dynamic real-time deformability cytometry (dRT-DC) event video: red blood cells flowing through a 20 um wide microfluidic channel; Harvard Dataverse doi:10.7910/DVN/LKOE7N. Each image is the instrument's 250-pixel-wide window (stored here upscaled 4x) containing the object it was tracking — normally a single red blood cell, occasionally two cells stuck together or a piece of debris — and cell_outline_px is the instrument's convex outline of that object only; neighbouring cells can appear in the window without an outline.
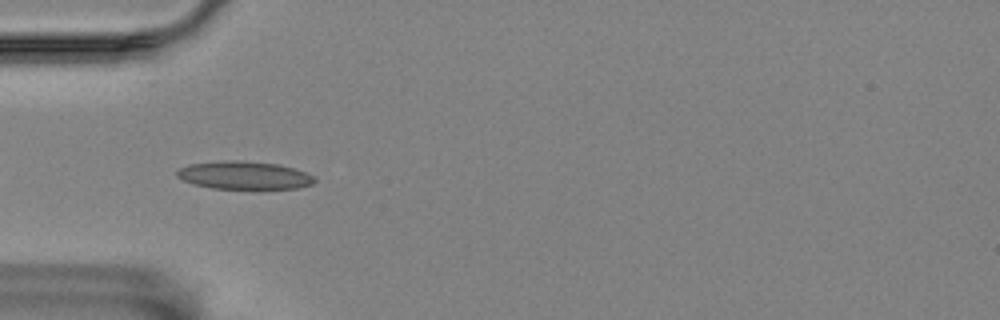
{"species": "Egyptian fruit bat (a non-hibernating species)", "species_latin": "Rousettus aegyptiacus", "temperature_condition": "room temperature", "stored_images_in_passage": 42, "camera_frame_rate_fps": 3000, "um_per_image_px": 0.085, "animal": {"sex": "female"}, "frame": {"image": 1, "passage_image": 3, "time_ms": 0.667, "image_size_px": [1000, 320], "cell_outline_px": [[316, 180], [312, 184], [296, 188], [256, 192], [212, 188], [192, 184], [176, 176], [176, 172], [180, 168], [188, 164], [224, 160], [236, 160], [280, 164], [304, 172], [312, 176]], "centroid_in_image_um": [20.76, 14.95], "position_along_channel_um": 64.2, "area_um2": 23.41}}
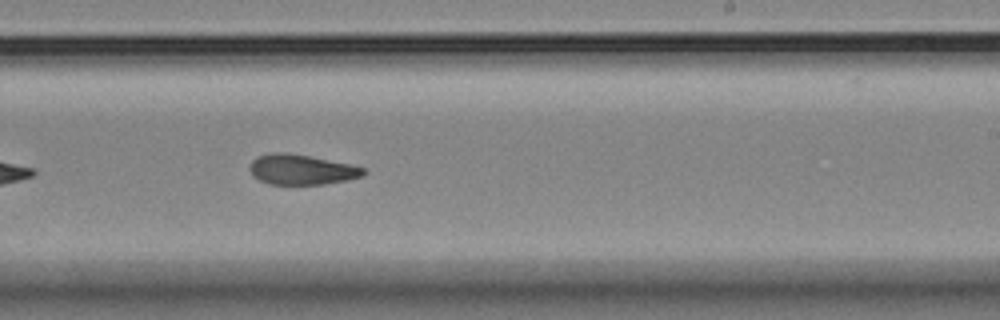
{"frame": {"image": 2, "passage_image": 20, "time_ms": 6.333, "image_size_px": [1000, 320], "cell_outline_px": [[368, 172], [364, 176], [348, 180], [324, 184], [268, 184], [252, 176], [248, 168], [252, 160], [256, 156], [272, 152], [288, 152], [348, 164], [364, 168]], "centroid_in_image_um": [25.6, 14.41], "position_along_channel_um": 263.4, "area_um2": 20.11}}
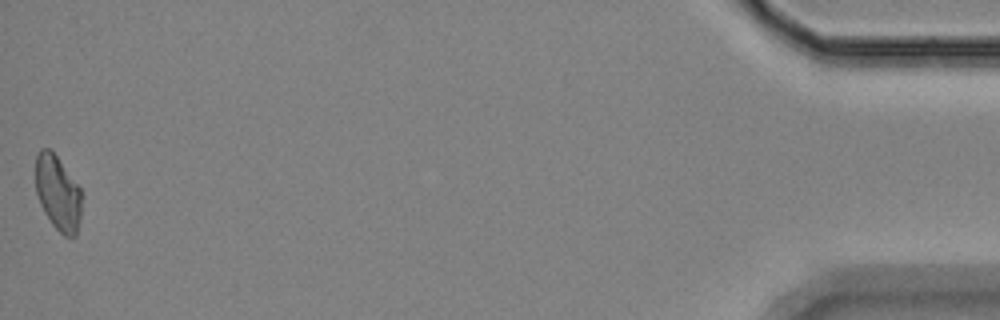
{"frame": {"image": 3, "passage_image": 42, "time_ms": 13.667, "image_size_px": [1000, 320], "cell_outline_px": [[80, 216], [76, 236], [64, 236], [52, 224], [44, 212], [40, 204], [36, 192], [36, 156], [40, 148], [48, 148], [56, 156], [80, 188]], "centroid_in_image_um": [4.89, 16.41], "position_along_channel_um": 430.3, "area_um2": 19.71}, "authors_computed_cell_mechanics": {"area_um2": 20.519, "velocity_mm_per_s": 3.5173, "shape_relaxation_time_tau1_ms": null, "shape_relaxation_time_tau2_ms": 3.112, "deformation_change_tau1": null, "deformation_change_tau2": 0.1056}}